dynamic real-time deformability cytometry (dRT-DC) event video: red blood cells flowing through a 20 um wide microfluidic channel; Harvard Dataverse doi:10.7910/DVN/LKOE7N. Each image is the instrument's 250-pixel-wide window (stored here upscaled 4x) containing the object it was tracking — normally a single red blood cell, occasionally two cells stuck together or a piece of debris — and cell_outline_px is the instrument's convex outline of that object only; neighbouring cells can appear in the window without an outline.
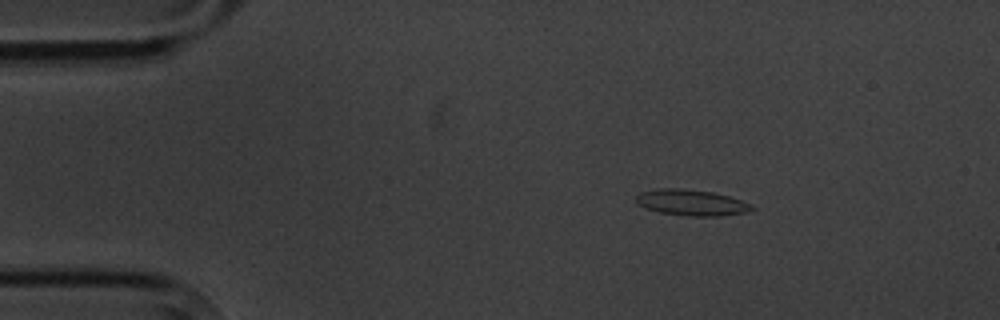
{"species": "common noctule bat (a hibernating species)", "species_latin": "Nyctalus noctula", "temperature_condition": "cold", "stored_images_in_passage": 5, "camera_frame_rate_fps": 3000, "um_per_image_px": 0.085, "animal": {"sex": "male", "body_mass_g": 20.1, "forearm_length_mm": 53.5}, "frame": {"image": 1, "passage_image": 2, "time_ms": 1.0, "image_size_px": [1000, 320], "cell_outline_px": [[756, 208], [744, 212], [720, 216], [688, 216], [660, 212], [644, 208], [636, 204], [636, 196], [640, 192], [656, 188], [680, 188], [712, 192], [728, 196], [752, 204]], "centroid_in_image_um": [58.72, 17.21], "position_along_channel_um": 26.3, "area_um2": 17.57}}
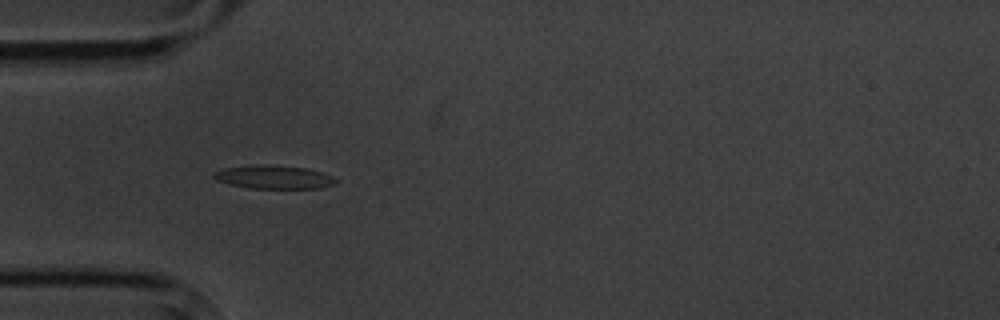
{"frame": {"image": 2, "passage_image": 4, "time_ms": 3.667, "image_size_px": [1000, 320], "cell_outline_px": [[336, 184], [320, 188], [248, 188], [228, 184], [216, 180], [212, 176], [216, 172], [224, 168], [268, 164], [308, 168], [332, 176], [336, 180]], "centroid_in_image_um": [23.28, 15.06], "position_along_channel_um": 61.7, "area_um2": 16.53}}
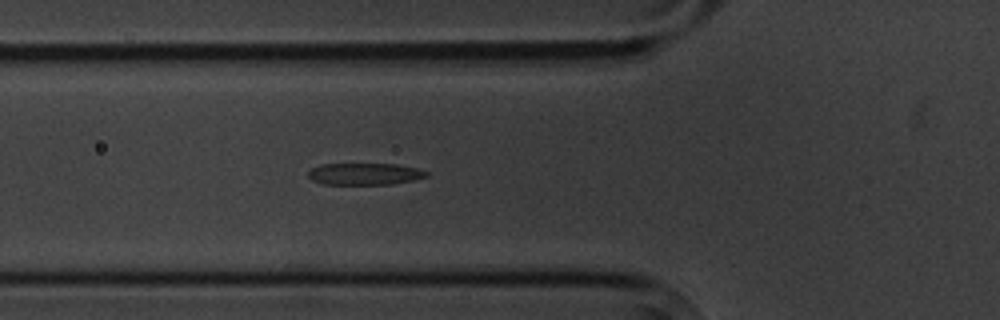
{"frame": {"image": 3, "passage_image": 5, "time_ms": 4.667, "image_size_px": [1000, 320], "cell_outline_px": [[428, 176], [412, 180], [392, 184], [324, 184], [312, 180], [308, 176], [308, 172], [312, 168], [320, 164], [396, 164], [416, 168], [428, 172]], "centroid_in_image_um": [30.98, 14.78], "position_along_channel_um": 94.8, "area_um2": 14.91}}